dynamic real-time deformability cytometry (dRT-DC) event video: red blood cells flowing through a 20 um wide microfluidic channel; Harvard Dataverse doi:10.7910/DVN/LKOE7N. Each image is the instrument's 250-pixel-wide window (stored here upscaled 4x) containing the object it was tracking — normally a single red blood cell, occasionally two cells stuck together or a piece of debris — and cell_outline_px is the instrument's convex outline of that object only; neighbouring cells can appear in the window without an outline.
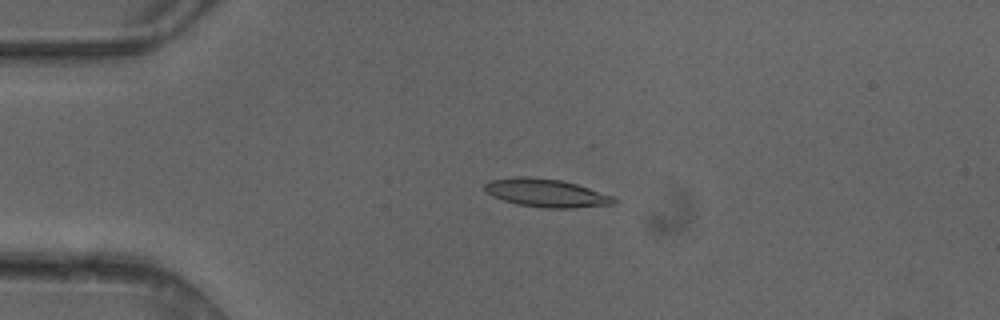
{"species": "common noctule bat (a hibernating species)", "species_latin": "Nyctalus noctula", "temperature_condition": "cold", "stored_images_in_passage": 7, "camera_frame_rate_fps": 3000, "um_per_image_px": 0.085, "animal": {"sex": "female"}, "frame": {"image": 1, "passage_image": 3, "time_ms": 0.667, "image_size_px": [1000, 320], "cell_outline_px": [[616, 204], [572, 208], [544, 208], [516, 204], [492, 196], [484, 188], [484, 184], [488, 180], [512, 176], [528, 176], [560, 180], [576, 184], [612, 196], [616, 200]], "centroid_in_image_um": [46.38, 16.4], "position_along_channel_um": 38.6, "area_um2": 21.21}}
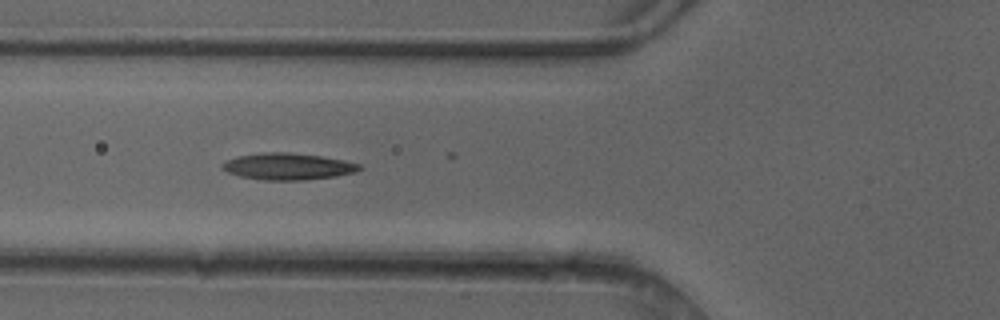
{"frame": {"image": 2, "passage_image": 5, "time_ms": 1.333, "image_size_px": [1000, 320], "cell_outline_px": [[364, 168], [356, 172], [336, 176], [304, 180], [264, 180], [240, 176], [228, 172], [220, 168], [220, 164], [224, 160], [236, 156], [260, 152], [288, 152], [320, 156], [344, 160], [360, 164]], "centroid_in_image_um": [24.44, 14.14], "position_along_channel_um": 101.4, "area_um2": 21.56}}
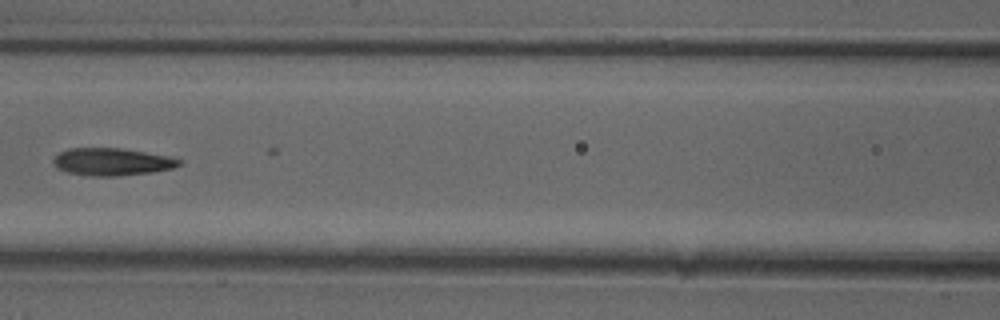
{"frame": {"image": 3, "passage_image": 6, "time_ms": 1.667, "image_size_px": [1000, 320], "cell_outline_px": [[184, 160], [180, 164], [172, 168], [152, 172], [116, 176], [88, 176], [68, 172], [56, 168], [52, 164], [52, 160], [60, 152], [68, 148], [120, 148], [172, 156]], "centroid_in_image_um": [9.52, 13.75], "position_along_channel_um": 157.1, "area_um2": 20.29}}